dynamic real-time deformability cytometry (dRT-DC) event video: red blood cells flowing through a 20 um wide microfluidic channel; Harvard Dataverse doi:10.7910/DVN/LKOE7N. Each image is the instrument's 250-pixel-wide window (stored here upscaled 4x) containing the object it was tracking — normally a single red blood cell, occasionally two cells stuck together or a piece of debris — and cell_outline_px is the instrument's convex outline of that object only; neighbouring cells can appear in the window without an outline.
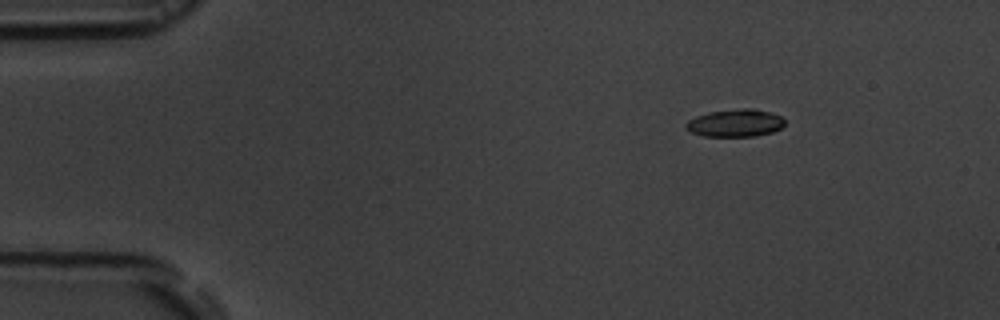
{"species": "common noctule bat (a hibernating species)", "species_latin": "Nyctalus noctula", "temperature_condition": "room temperature", "stored_images_in_passage": 6, "segment_of_instrument_passage": [2, 2], "camera_frame_rate_fps": 3000, "um_per_image_px": 0.085, "animal": {"sex": "male", "body_mass_g": 19.5, "forearm_length_mm": 54.6}, "frame": {"image": 1, "passage_image": 6, "time_ms": 6.667, "image_size_px": [1000, 320], "cell_outline_px": [[784, 124], [780, 128], [772, 132], [756, 136], [704, 136], [692, 132], [684, 124], [688, 120], [696, 116], [708, 112], [744, 108], [752, 108], [768, 112], [780, 116], [784, 120]], "centroid_in_image_um": [62.49, 10.45], "position_along_channel_um": 22.5, "area_um2": 15.66}}